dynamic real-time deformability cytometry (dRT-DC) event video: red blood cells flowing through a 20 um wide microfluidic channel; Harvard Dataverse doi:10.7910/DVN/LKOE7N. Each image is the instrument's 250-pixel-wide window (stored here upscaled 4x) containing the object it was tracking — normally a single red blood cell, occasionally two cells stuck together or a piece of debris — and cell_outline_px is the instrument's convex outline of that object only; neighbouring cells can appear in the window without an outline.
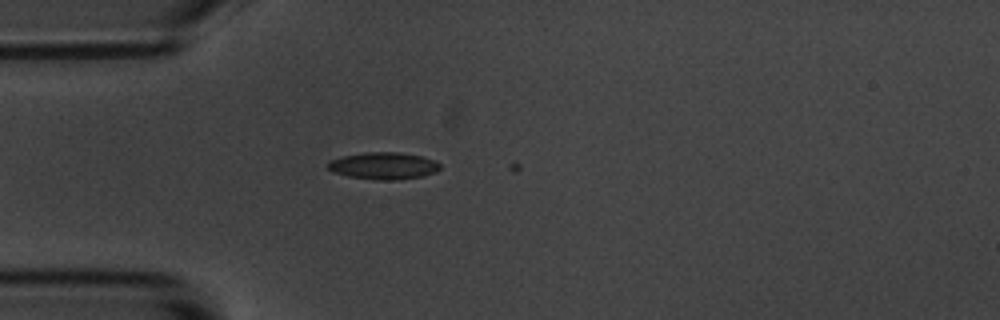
{"species": "common noctule bat (a hibernating species)", "species_latin": "Nyctalus noctula", "temperature_condition": "room temperature", "stored_images_in_passage": 6, "camera_frame_rate_fps": 3000, "um_per_image_px": 0.085, "animal": {"sex": "male", "body_mass_g": 20.1, "forearm_length_mm": 53.5}, "frame": {"image": 1, "passage_image": 4, "time_ms": 1.0, "image_size_px": [1000, 320], "cell_outline_px": [[440, 168], [436, 172], [424, 176], [396, 180], [376, 180], [348, 176], [332, 172], [328, 168], [328, 160], [340, 156], [364, 152], [400, 152], [420, 156], [432, 160], [440, 164]], "centroid_in_image_um": [32.56, 14.09], "position_along_channel_um": 52.4, "area_um2": 17.8}}